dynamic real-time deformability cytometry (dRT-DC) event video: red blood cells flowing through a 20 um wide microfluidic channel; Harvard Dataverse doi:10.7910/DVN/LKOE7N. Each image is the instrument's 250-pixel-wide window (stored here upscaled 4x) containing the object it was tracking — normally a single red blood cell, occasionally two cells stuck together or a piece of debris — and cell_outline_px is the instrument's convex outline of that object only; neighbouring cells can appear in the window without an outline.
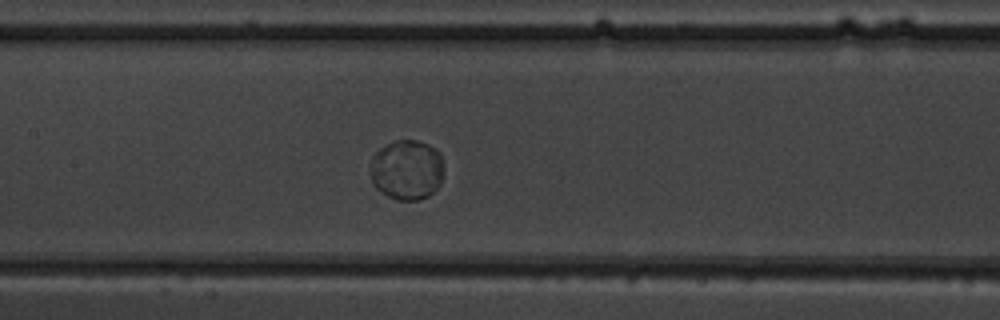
{"species": "common noctule bat (a hibernating species)", "species_latin": "Nyctalus noctula", "temperature_condition": "warm", "stored_images_in_passage": 47, "camera_frame_rate_fps": 3000, "um_per_image_px": 0.085, "animal": {"sex": "male", "body_mass_g": 19.5, "forearm_length_mm": 54.6}, "frame": {"image": 1, "passage_image": 21, "time_ms": 6.667, "image_size_px": [1000, 320], "cell_outline_px": [[444, 172], [440, 184], [428, 196], [420, 200], [396, 200], [380, 192], [372, 184], [372, 156], [380, 148], [396, 140], [416, 140], [428, 144], [436, 148], [440, 152]], "centroid_in_image_um": [34.6, 14.44], "position_along_channel_um": 172.8, "area_um2": 25.84}}
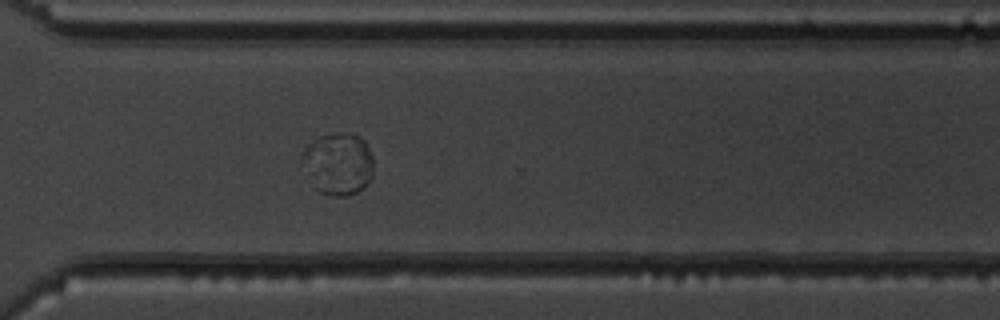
{"frame": {"image": 2, "passage_image": 34, "time_ms": 11.0, "image_size_px": [1000, 320], "cell_outline_px": [[372, 176], [368, 184], [356, 192], [348, 196], [332, 196], [320, 192], [312, 188], [300, 156], [300, 152], [308, 144], [320, 136], [340, 132], [344, 132], [360, 136], [364, 140], [372, 156]], "centroid_in_image_um": [28.71, 13.93], "position_along_channel_um": 341.9, "area_um2": 26.18}}
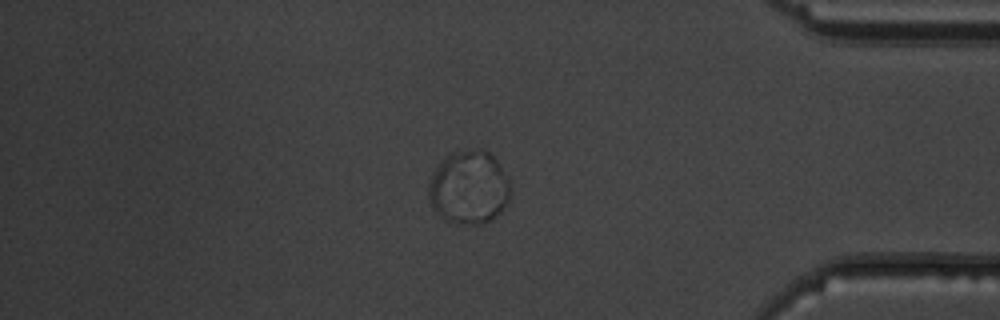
{"frame": {"image": 3, "passage_image": 40, "time_ms": 13.0, "image_size_px": [1000, 320], "cell_outline_px": [[512, 192], [508, 200], [496, 216], [488, 220], [448, 220], [440, 216], [432, 208], [428, 196], [428, 184], [432, 172], [440, 160], [452, 152], [488, 152], [496, 160], [508, 176]], "centroid_in_image_um": [39.83, 15.88], "position_along_channel_um": 395.4, "area_um2": 33.87}}